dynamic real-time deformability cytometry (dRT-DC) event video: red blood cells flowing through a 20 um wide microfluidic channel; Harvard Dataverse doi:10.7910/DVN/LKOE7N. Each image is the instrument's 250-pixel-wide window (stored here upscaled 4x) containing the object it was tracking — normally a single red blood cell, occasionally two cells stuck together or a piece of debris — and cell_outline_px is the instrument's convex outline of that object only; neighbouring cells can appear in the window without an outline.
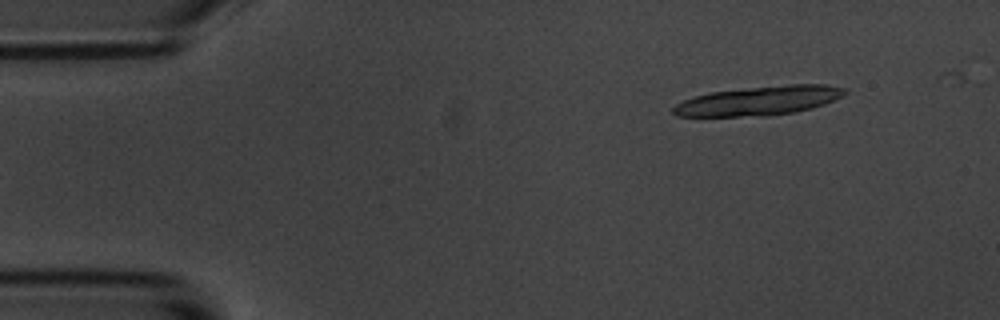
{"species": "common noctule bat (a hibernating species)", "species_latin": "Nyctalus noctula", "temperature_condition": "room temperature", "stored_images_in_passage": 4, "segment_of_instrument_passage": [2, 2], "camera_frame_rate_fps": 3000, "um_per_image_px": 0.085, "animal": {"sex": "male", "body_mass_g": 20.1, "forearm_length_mm": 53.5}, "frame": {"image": 1, "passage_image": 4, "time_ms": 3.667, "image_size_px": [1000, 320], "cell_outline_px": [[848, 92], [844, 96], [824, 104], [812, 108], [796, 112], [768, 116], [676, 116], [672, 112], [672, 108], [676, 104], [684, 100], [696, 96], [712, 92], [788, 84], [824, 84], [844, 88]], "centroid_in_image_um": [64.56, 8.57], "position_along_channel_um": 20.4, "area_um2": 29.02}}